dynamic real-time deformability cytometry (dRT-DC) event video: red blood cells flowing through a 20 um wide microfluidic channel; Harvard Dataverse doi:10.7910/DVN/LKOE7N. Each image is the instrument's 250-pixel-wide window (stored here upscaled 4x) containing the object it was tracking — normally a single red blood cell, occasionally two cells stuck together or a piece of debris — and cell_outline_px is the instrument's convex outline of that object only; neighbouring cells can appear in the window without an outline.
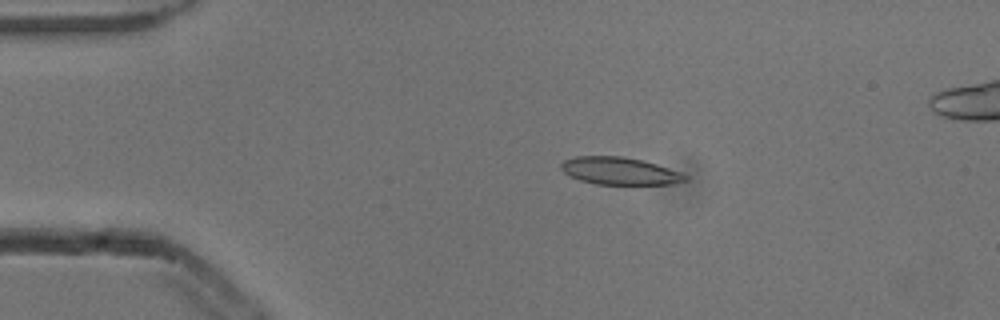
{"species": "common noctule bat (a hibernating species)", "species_latin": "Nyctalus noctula", "temperature_condition": "cold", "stored_images_in_passage": 5, "camera_frame_rate_fps": 3000, "um_per_image_px": 0.085, "animal": {"sex": "male", "body_mass_g": 13.3}, "frame": {"image": 1, "passage_image": 3, "time_ms": 0.667, "image_size_px": [1000, 320], "cell_outline_px": [[688, 180], [672, 184], [596, 184], [580, 180], [564, 172], [560, 168], [560, 164], [564, 160], [576, 156], [624, 156], [644, 160], [680, 172], [688, 176]], "centroid_in_image_um": [52.68, 14.52], "position_along_channel_um": 32.3, "area_um2": 19.83}}
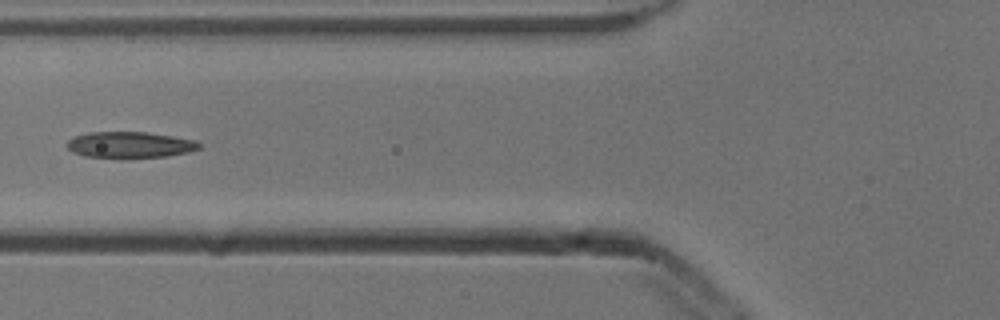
{"frame": {"image": 2, "passage_image": 5, "time_ms": 1.333, "image_size_px": [1000, 320], "cell_outline_px": [[200, 148], [188, 152], [168, 156], [120, 160], [84, 156], [72, 152], [64, 144], [68, 140], [76, 136], [88, 132], [144, 132], [172, 136], [196, 140], [200, 144]], "centroid_in_image_um": [11.0, 12.34], "position_along_channel_um": 114.8, "area_um2": 20.81}}